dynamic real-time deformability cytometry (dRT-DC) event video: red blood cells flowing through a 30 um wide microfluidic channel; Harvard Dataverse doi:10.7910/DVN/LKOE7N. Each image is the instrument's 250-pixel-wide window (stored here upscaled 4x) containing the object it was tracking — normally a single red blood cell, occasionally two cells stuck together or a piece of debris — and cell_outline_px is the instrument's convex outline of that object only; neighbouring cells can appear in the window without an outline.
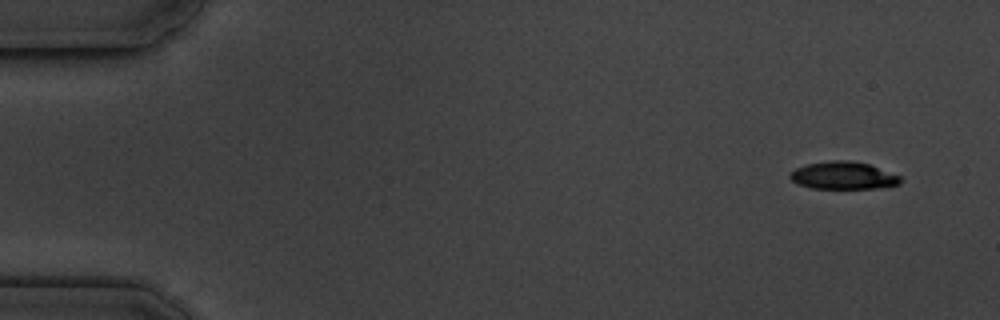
{"species": "common noctule bat (a hibernating species)", "species_latin": "Nyctalus noctula", "temperature_condition": "cold", "stored_images_in_passage": 5, "camera_frame_rate_fps": 3000, "um_per_image_px": 0.085, "animal": {"sex": "male", "body_mass_g": 19.5, "forearm_length_mm": 54.6}, "frame": {"image": 1, "passage_image": 1, "time_ms": 0.0, "image_size_px": [1000, 320], "cell_outline_px": [[904, 180], [900, 184], [880, 188], [812, 188], [800, 184], [792, 180], [788, 176], [796, 168], [804, 164], [828, 160], [848, 160], [868, 164], [900, 176]], "centroid_in_image_um": [71.69, 14.91], "position_along_channel_um": 13.3, "area_um2": 17.69}}
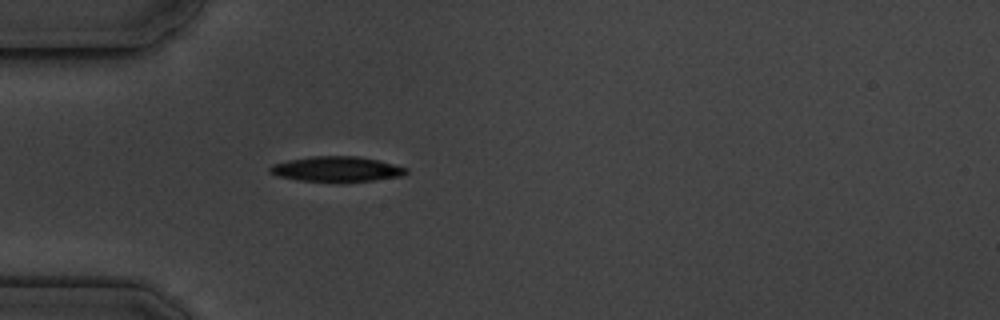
{"frame": {"image": 2, "passage_image": 5, "time_ms": 4.333, "image_size_px": [1000, 320], "cell_outline_px": [[408, 172], [400, 176], [372, 180], [340, 184], [300, 180], [276, 176], [268, 172], [268, 168], [272, 164], [288, 160], [312, 156], [356, 156], [380, 160], [408, 168]], "centroid_in_image_um": [28.59, 14.39], "position_along_channel_um": 56.4, "area_um2": 20.58}}